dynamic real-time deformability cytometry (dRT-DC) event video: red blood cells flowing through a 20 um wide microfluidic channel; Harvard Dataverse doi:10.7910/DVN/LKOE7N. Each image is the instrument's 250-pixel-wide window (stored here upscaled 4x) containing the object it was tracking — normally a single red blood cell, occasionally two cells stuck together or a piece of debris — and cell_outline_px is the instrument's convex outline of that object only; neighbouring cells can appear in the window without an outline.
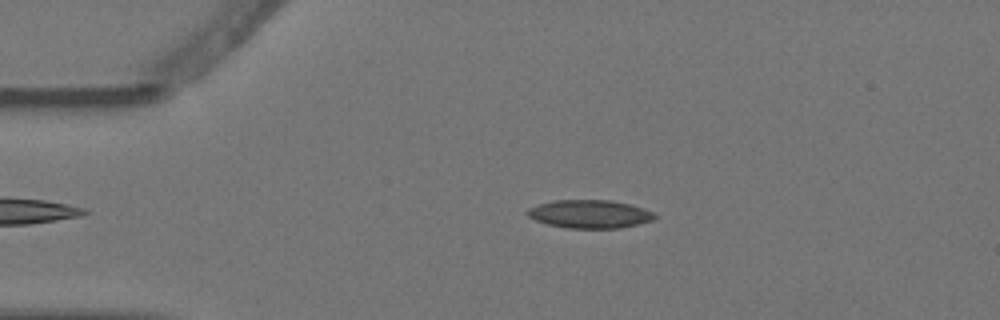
{"species": "Egyptian fruit bat (a non-hibernating species)", "species_latin": "Rousettus aegyptiacus", "temperature_condition": "warm", "stored_images_in_passage": 3, "camera_frame_rate_fps": 3000, "um_per_image_px": 0.085, "animal": {"sex": "female"}, "frame": {"image": 1, "passage_image": 2, "time_ms": 0.333, "image_size_px": [1000, 320], "cell_outline_px": [[656, 216], [652, 220], [620, 228], [568, 228], [548, 224], [536, 220], [528, 216], [524, 212], [528, 208], [540, 204], [556, 200], [612, 200], [644, 208], [652, 212]], "centroid_in_image_um": [50.1, 18.19], "position_along_channel_um": 34.9, "area_um2": 20.75}}